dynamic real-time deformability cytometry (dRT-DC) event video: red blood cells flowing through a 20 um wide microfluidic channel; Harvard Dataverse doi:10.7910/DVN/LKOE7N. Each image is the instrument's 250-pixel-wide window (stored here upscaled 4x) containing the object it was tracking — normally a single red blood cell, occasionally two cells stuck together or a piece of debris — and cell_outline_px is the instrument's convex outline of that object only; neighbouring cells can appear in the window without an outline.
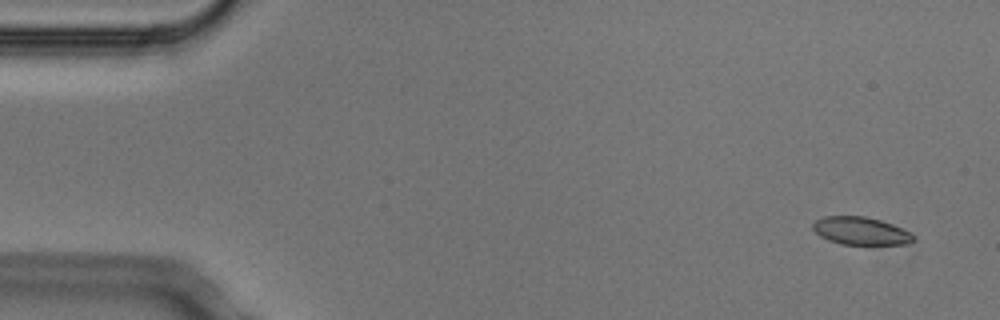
{"species": "Egyptian fruit bat (a non-hibernating species)", "species_latin": "Rousettus aegyptiacus", "temperature_condition": "cold", "stored_images_in_passage": 5, "camera_frame_rate_fps": 3000, "um_per_image_px": 0.085, "animal": {"sex": "male"}, "frame": {"image": 1, "passage_image": 1, "time_ms": 0.0, "image_size_px": [1000, 320], "cell_outline_px": [[912, 240], [908, 244], [844, 244], [828, 240], [820, 236], [812, 228], [812, 224], [816, 220], [824, 216], [864, 216], [880, 220], [892, 224], [908, 232], [912, 236]], "centroid_in_image_um": [73.1, 19.62], "position_along_channel_um": 11.9, "area_um2": 15.95}}
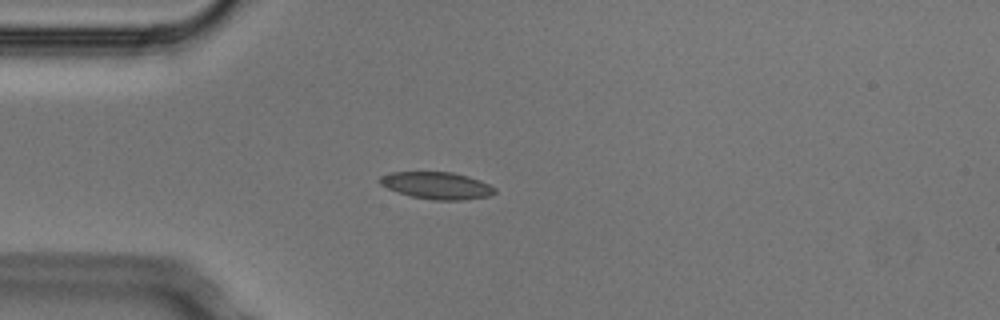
{"frame": {"image": 2, "passage_image": 4, "time_ms": 1.0, "image_size_px": [1000, 320], "cell_outline_px": [[496, 192], [488, 196], [460, 200], [432, 200], [412, 196], [388, 188], [380, 184], [376, 180], [380, 176], [392, 172], [452, 172], [468, 176], [480, 180], [496, 188]], "centroid_in_image_um": [37.12, 15.76], "position_along_channel_um": 47.9, "area_um2": 18.03}}